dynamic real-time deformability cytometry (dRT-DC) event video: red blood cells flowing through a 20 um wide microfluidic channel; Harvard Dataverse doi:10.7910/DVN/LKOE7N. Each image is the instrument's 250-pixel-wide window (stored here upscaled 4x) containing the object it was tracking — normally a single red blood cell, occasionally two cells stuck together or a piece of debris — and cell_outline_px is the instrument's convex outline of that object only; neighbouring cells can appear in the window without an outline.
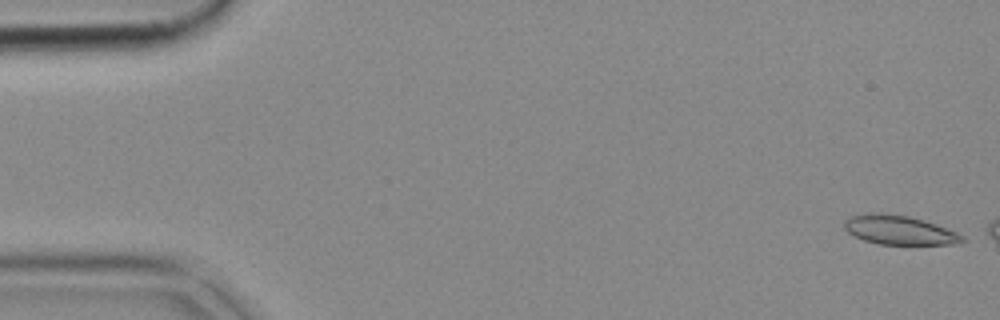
{"species": "common noctule bat (a hibernating species)", "species_latin": "Nyctalus noctula", "temperature_condition": "cold", "stored_images_in_passage": 6, "camera_frame_rate_fps": 3000, "um_per_image_px": 0.085, "animal": {"sex": "female", "body_mass_g": 18.4}, "frame": {"image": 1, "passage_image": 1, "time_ms": 0.0, "image_size_px": [1000, 320], "cell_outline_px": [[968, 240], [952, 244], [880, 244], [864, 240], [848, 232], [844, 228], [844, 220], [852, 216], [868, 212], [880, 212], [908, 216], [924, 220], [936, 224], [956, 232], [964, 236]], "centroid_in_image_um": [76.43, 19.54], "position_along_channel_um": 8.6, "area_um2": 20.0}}